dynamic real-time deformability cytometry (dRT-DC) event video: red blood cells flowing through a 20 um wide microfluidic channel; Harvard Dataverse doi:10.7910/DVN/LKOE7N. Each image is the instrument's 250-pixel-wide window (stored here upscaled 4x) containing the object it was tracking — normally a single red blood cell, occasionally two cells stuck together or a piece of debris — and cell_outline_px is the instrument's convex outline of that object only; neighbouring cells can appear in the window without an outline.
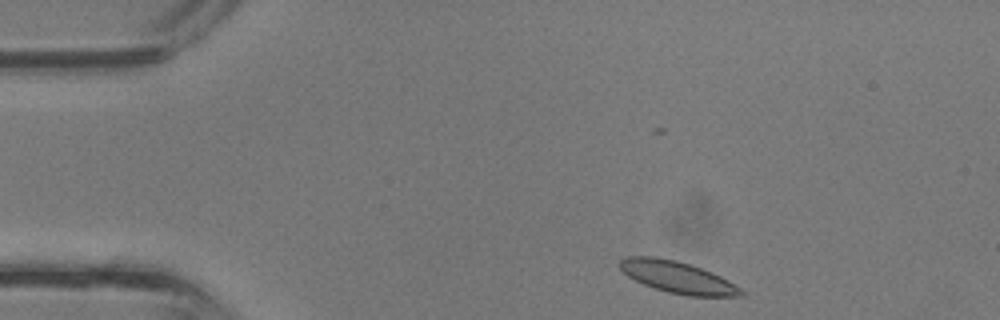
{"species": "common noctule bat (a hibernating species)", "species_latin": "Nyctalus noctula", "temperature_condition": "room temperature", "stored_images_in_passage": 34, "camera_frame_rate_fps": 3000, "um_per_image_px": 0.085, "animal": {"sex": "male", "body_mass_g": 13.3}, "frame": {"image": 1, "passage_image": 1, "time_ms": 0.0, "image_size_px": [1000, 320], "cell_outline_px": [[744, 296], [688, 296], [668, 292], [644, 284], [628, 276], [616, 264], [620, 260], [628, 256], [652, 256], [676, 260], [692, 264], [712, 272], [728, 280], [740, 288], [744, 292]], "centroid_in_image_um": [57.59, 23.55], "position_along_channel_um": 27.4, "area_um2": 22.43}}
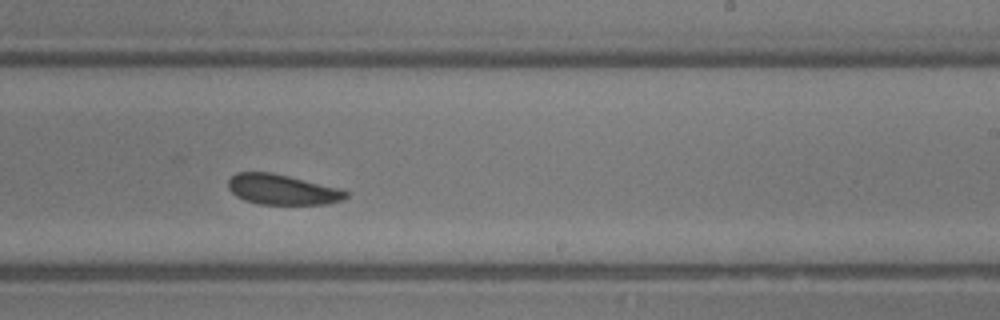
{"frame": {"image": 2, "passage_image": 18, "time_ms": 5.667, "image_size_px": [1000, 320], "cell_outline_px": [[348, 196], [344, 200], [328, 204], [260, 204], [244, 200], [236, 196], [228, 188], [228, 180], [236, 172], [272, 172], [340, 188], [348, 192]], "centroid_in_image_um": [24.0, 16.11], "position_along_channel_um": 265.0, "area_um2": 20.87}}
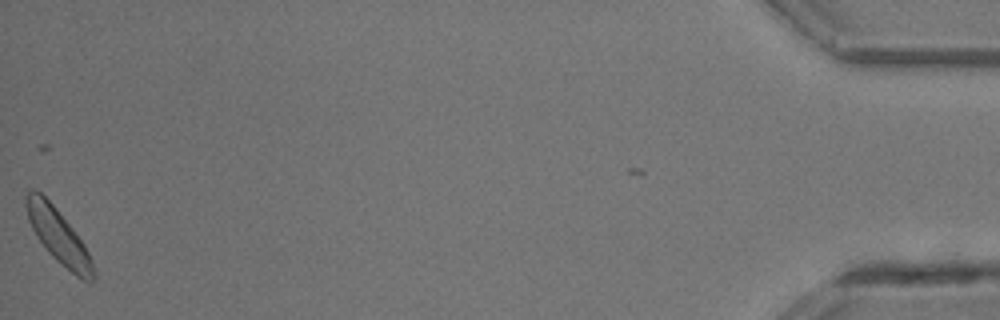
{"frame": {"image": 3, "passage_image": 33, "time_ms": 10.667, "image_size_px": [1000, 320], "cell_outline_px": [[96, 280], [92, 284], [76, 276], [60, 264], [48, 252], [36, 236], [28, 220], [24, 204], [24, 196], [32, 188], [36, 188], [56, 208], [72, 228], [84, 244], [92, 260], [96, 272]], "centroid_in_image_um": [4.97, 20.09], "position_along_channel_um": 430.2, "area_um2": 21.5}}